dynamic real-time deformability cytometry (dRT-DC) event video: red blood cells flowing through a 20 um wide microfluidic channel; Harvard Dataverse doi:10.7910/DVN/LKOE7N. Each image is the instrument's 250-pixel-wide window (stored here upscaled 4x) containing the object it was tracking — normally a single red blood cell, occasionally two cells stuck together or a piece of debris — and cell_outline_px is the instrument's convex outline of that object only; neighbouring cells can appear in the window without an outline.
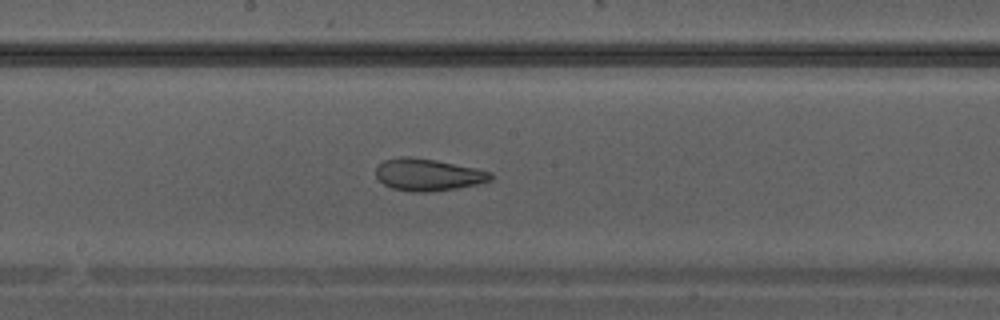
{"species": "Egyptian fruit bat (a non-hibernating species)", "species_latin": "Rousettus aegyptiacus", "temperature_condition": "warm", "stored_images_in_passage": 25, "camera_frame_rate_fps": 3000, "um_per_image_px": 0.085, "animal": {"sex": "male"}, "frame": {"image": 1, "passage_image": 11, "time_ms": 3.333, "image_size_px": [1000, 320], "cell_outline_px": [[492, 180], [476, 184], [456, 188], [432, 192], [412, 192], [392, 188], [384, 184], [376, 176], [376, 168], [384, 160], [400, 156], [408, 156], [436, 160], [476, 168], [492, 172]], "centroid_in_image_um": [36.38, 14.85], "position_along_channel_um": 211.8, "area_um2": 21.44}}